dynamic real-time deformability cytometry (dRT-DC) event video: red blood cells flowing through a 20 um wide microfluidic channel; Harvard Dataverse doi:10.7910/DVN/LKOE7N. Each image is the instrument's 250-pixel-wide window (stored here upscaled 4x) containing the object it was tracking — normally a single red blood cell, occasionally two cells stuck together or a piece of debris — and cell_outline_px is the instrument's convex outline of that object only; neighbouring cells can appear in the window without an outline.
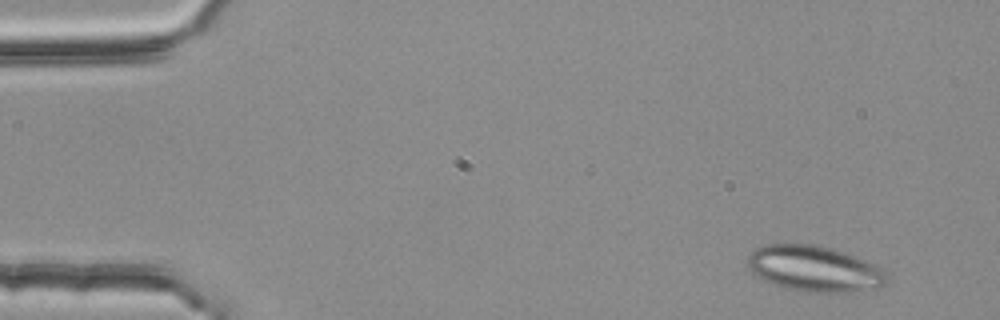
{"species": "common noctule bat (a hibernating species)", "species_latin": "Nyctalus noctula", "temperature_condition": "room temperature", "stored_images_in_passage": 5, "camera_frame_rate_fps": 3000, "um_per_image_px": 0.085, "animal": {"sex": "female", "body_mass_g": 25.1}, "frame": {"image": 1, "passage_image": 1, "time_ms": 0.0, "image_size_px": [1000, 320], "cell_outline_px": [[888, 280], [884, 284], [848, 292], [812, 292], [788, 288], [764, 280], [756, 276], [748, 268], [748, 256], [756, 248], [764, 244], [812, 244], [844, 252], [884, 268], [888, 276]], "centroid_in_image_um": [69.2, 22.82], "position_along_channel_um": 15.8, "area_um2": 36.59}}